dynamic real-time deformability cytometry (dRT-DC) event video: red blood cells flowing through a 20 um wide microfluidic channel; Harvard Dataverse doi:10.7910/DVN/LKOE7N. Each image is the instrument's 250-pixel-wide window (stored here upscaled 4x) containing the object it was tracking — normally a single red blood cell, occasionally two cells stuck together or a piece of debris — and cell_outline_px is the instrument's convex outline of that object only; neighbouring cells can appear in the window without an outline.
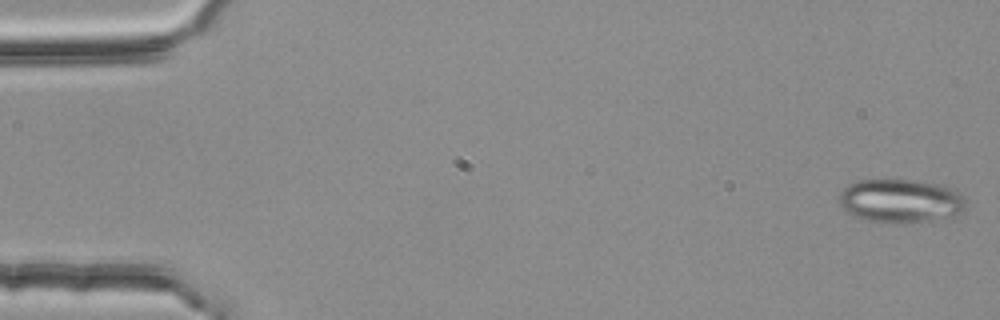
{"species": "common noctule bat (a hibernating species)", "species_latin": "Nyctalus noctula", "temperature_condition": "room temperature", "stored_images_in_passage": 54, "camera_frame_rate_fps": 3000, "um_per_image_px": 0.085, "animal": {"sex": "female", "body_mass_g": 25.1}, "frame": {"image": 1, "passage_image": 1, "time_ms": 0.0, "image_size_px": [1000, 320], "cell_outline_px": [[968, 208], [964, 212], [952, 216], [904, 224], [884, 224], [868, 220], [856, 216], [848, 212], [840, 204], [840, 192], [848, 184], [860, 180], [916, 180], [944, 184], [956, 188], [964, 196], [968, 204]], "centroid_in_image_um": [76.64, 17.07], "position_along_channel_um": 8.4, "area_um2": 32.95}}
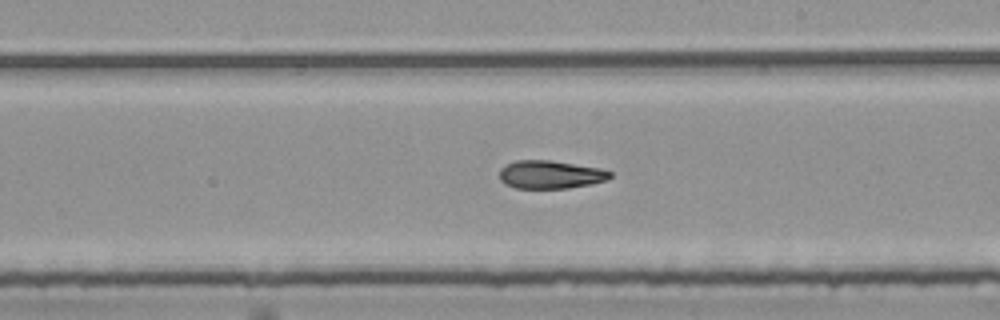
{"frame": {"image": 2, "passage_image": 31, "time_ms": 10.0, "image_size_px": [1000, 320], "cell_outline_px": [[612, 176], [608, 180], [592, 184], [568, 188], [516, 188], [504, 184], [500, 180], [500, 168], [504, 164], [516, 160], [552, 160], [600, 168], [612, 172]], "centroid_in_image_um": [46.78, 14.83], "position_along_channel_um": 242.2, "area_um2": 18.38}}
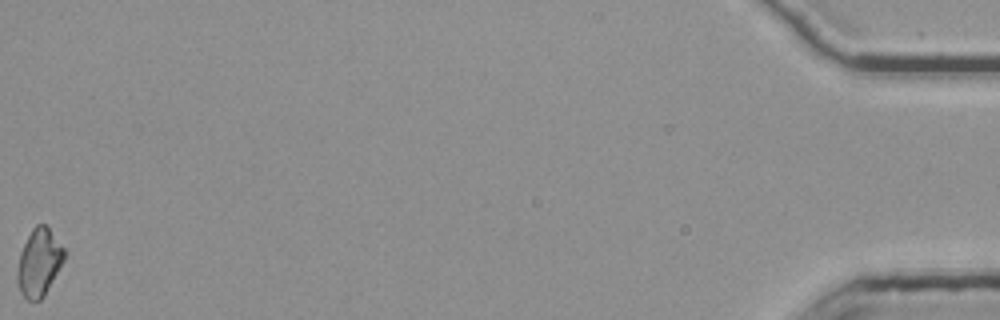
{"frame": {"image": 3, "passage_image": 54, "time_ms": 17.667, "image_size_px": [1000, 320], "cell_outline_px": [[64, 260], [44, 296], [40, 300], [28, 300], [20, 292], [16, 280], [16, 272], [20, 252], [32, 228], [36, 224], [44, 224], [48, 228], [64, 248]], "centroid_in_image_um": [3.29, 22.32], "position_along_channel_um": 431.9, "area_um2": 18.26}, "authors_computed_cell_mechanics": {"area_um2": 18.8717, "velocity_mm_per_s": 3.8144, "shape_relaxation_time_tau1_ms": null, "shape_relaxation_time_tau2_ms": 5.7127, "deformation_change_tau1": null, "deformation_change_tau2": 0.1527}}